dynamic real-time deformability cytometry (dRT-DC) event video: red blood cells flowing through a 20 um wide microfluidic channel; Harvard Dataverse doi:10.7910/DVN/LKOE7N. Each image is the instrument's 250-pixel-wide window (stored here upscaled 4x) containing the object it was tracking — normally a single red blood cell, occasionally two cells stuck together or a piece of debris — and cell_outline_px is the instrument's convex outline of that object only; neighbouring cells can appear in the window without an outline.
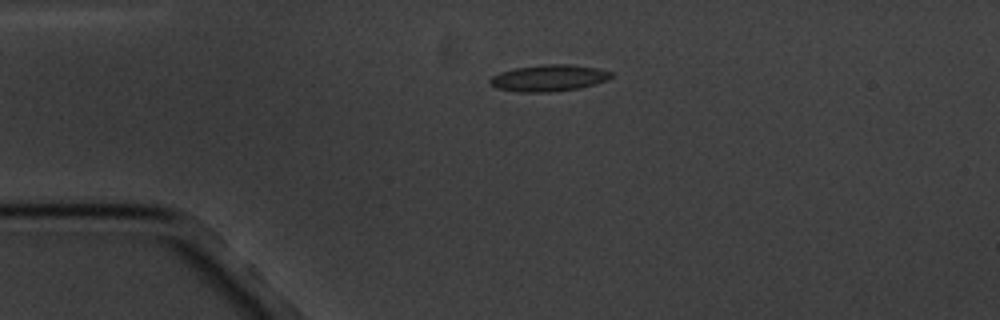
{"species": "common noctule bat (a hibernating species)", "species_latin": "Nyctalus noctula", "temperature_condition": "cold", "stored_images_in_passage": 2, "camera_frame_rate_fps": 3000, "um_per_image_px": 0.085, "animal": {"sex": "male", "body_mass_g": 20.1, "forearm_length_mm": 53.5}, "frame": {"image": 1, "passage_image": 1, "time_ms": 0.0, "image_size_px": [1000, 320], "cell_outline_px": [[612, 76], [604, 80], [580, 88], [548, 92], [520, 92], [496, 88], [488, 80], [492, 76], [500, 72], [516, 68], [544, 64], [568, 64], [600, 68], [612, 72]], "centroid_in_image_um": [46.63, 6.62], "position_along_channel_um": 38.4, "area_um2": 18.55}}